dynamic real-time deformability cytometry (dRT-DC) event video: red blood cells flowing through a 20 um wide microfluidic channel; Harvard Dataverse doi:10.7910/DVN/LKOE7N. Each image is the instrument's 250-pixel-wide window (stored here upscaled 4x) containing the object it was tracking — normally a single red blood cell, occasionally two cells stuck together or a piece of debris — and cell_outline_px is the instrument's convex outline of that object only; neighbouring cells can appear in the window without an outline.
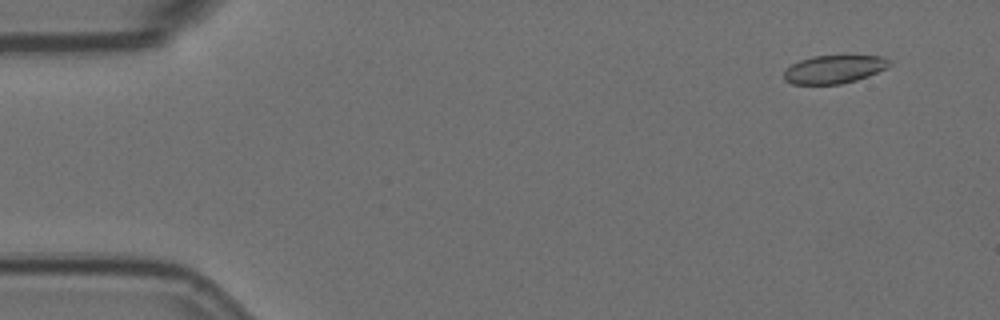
{"species": "Egyptian fruit bat (a non-hibernating species)", "species_latin": "Rousettus aegyptiacus", "temperature_condition": "room temperature", "stored_images_in_passage": 53, "camera_frame_rate_fps": 3000, "um_per_image_px": 0.085, "animal": {"sex": "female"}, "frame": {"image": 1, "passage_image": 1, "time_ms": 0.0, "image_size_px": [1000, 320], "cell_outline_px": [[892, 64], [888, 68], [868, 76], [856, 80], [840, 84], [792, 84], [784, 80], [784, 72], [792, 64], [800, 60], [812, 56], [884, 56]], "centroid_in_image_um": [70.91, 5.89], "position_along_channel_um": 14.1, "area_um2": 17.28}}
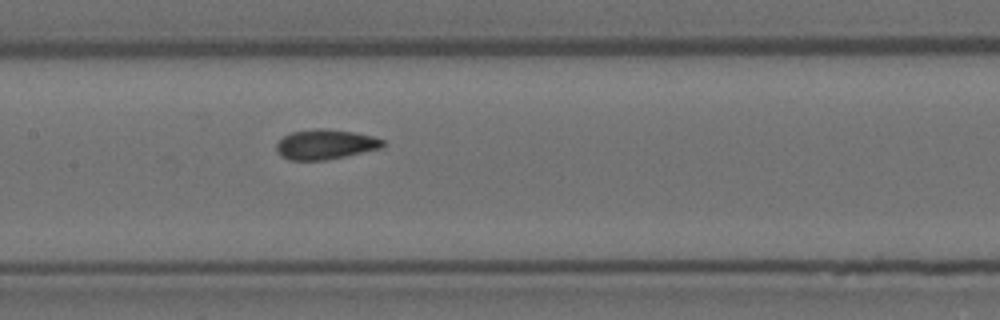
{"frame": {"image": 2, "passage_image": 24, "time_ms": 7.667, "image_size_px": [1000, 320], "cell_outline_px": [[384, 148], [324, 160], [288, 160], [280, 156], [276, 152], [276, 144], [284, 136], [292, 132], [316, 128], [324, 128], [352, 132], [372, 136], [384, 140]], "centroid_in_image_um": [27.64, 12.28], "position_along_channel_um": 179.8, "area_um2": 18.55}}
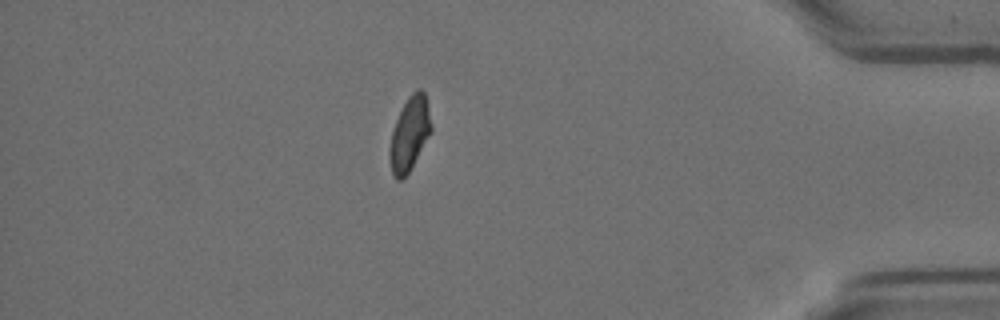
{"frame": {"image": 3, "passage_image": 46, "time_ms": 15.0, "image_size_px": [1000, 320], "cell_outline_px": [[432, 132], [408, 172], [400, 180], [396, 180], [392, 172], [388, 156], [388, 152], [392, 132], [396, 120], [408, 96], [416, 88], [420, 88], [424, 92], [432, 124]], "centroid_in_image_um": [34.81, 11.36], "position_along_channel_um": 400.4, "area_um2": 17.74}, "authors_computed_cell_mechanics": {"area_um2": 18.5538, "velocity_mm_per_s": 3.5815, "shape_relaxation_time_tau1_ms": 10.1834, "shape_relaxation_time_tau2_ms": 1.3811, "deformation_change_tau1": 0.158, "deformation_change_tau2": 0.0512}}